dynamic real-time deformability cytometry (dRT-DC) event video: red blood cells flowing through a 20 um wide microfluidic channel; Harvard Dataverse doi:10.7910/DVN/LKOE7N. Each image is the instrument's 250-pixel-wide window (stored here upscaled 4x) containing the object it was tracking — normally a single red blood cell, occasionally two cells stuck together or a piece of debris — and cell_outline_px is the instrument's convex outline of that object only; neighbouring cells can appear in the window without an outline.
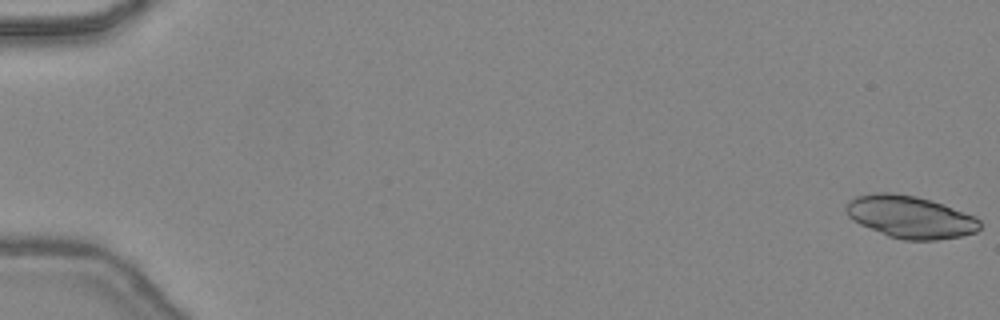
{"species": "common noctule bat (a hibernating species)", "species_latin": "Nyctalus noctula", "temperature_condition": "warm", "stored_images_in_passage": 36, "camera_frame_rate_fps": 3000, "um_per_image_px": 0.085, "animal": {"sex": "female", "body_mass_g": 24.6, "forearm_length_mm": 56.2}, "frame": {"image": 1, "passage_image": 1, "time_ms": 0.0, "image_size_px": [1000, 320], "cell_outline_px": [[980, 228], [976, 232], [960, 236], [936, 240], [904, 240], [888, 236], [860, 224], [852, 220], [848, 216], [844, 208], [848, 200], [856, 196], [876, 192], [892, 192], [916, 196], [932, 200], [944, 204], [976, 216], [980, 220]], "centroid_in_image_um": [77.36, 18.43], "position_along_channel_um": 7.6, "area_um2": 33.29}}
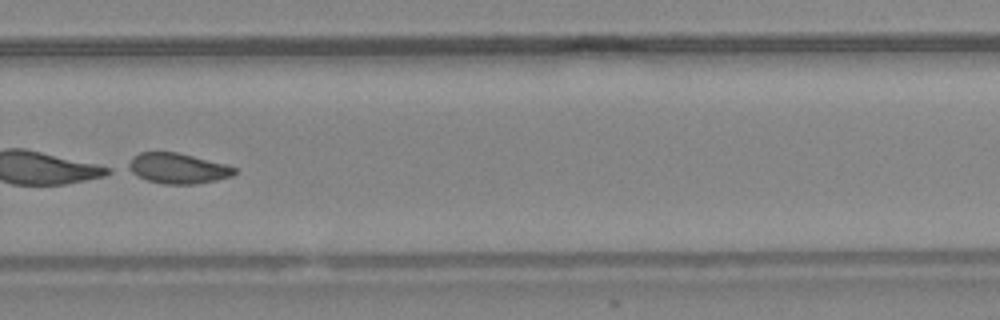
{"frame": {"image": 2, "passage_image": 34, "time_ms": 11.0, "image_size_px": [1000, 320], "cell_outline_px": [[236, 172], [232, 176], [216, 180], [196, 184], [164, 184], [148, 180], [120, 168], [132, 156], [140, 152], [176, 152], [228, 164], [236, 168]], "centroid_in_image_um": [15.03, 14.3], "position_along_channel_um": 314.8, "area_um2": 19.25}}